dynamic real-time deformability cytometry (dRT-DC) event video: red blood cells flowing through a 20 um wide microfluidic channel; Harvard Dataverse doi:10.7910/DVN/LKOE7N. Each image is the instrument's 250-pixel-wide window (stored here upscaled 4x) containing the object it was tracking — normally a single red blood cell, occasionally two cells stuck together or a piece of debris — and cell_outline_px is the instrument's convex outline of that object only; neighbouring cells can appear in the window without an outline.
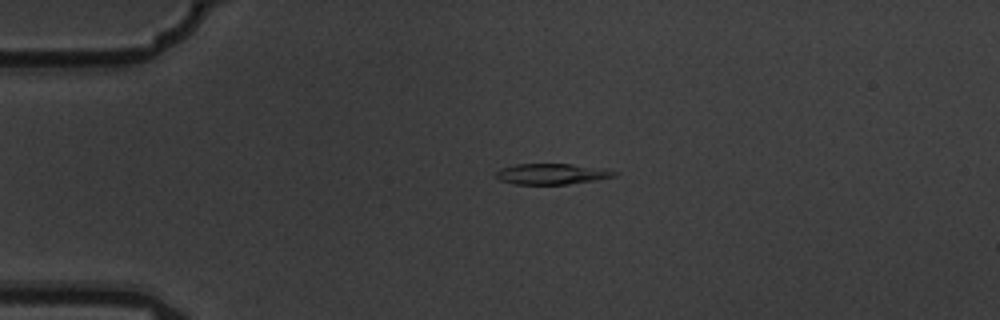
{"species": "common noctule bat (a hibernating species)", "species_latin": "Nyctalus noctula", "temperature_condition": "warm", "stored_images_in_passage": 2, "camera_frame_rate_fps": 3000, "um_per_image_px": 0.085, "animal": {"sex": "male", "body_mass_g": 19.5, "forearm_length_mm": 54.6}, "frame": {"image": 1, "passage_image": 1, "time_ms": 0.0, "image_size_px": [1000, 320], "cell_outline_px": [[620, 172], [616, 176], [596, 180], [568, 184], [516, 184], [500, 180], [496, 176], [496, 172], [500, 168], [516, 164], [572, 164]], "centroid_in_image_um": [46.89, 14.79], "position_along_channel_um": 38.1, "area_um2": 14.16}}